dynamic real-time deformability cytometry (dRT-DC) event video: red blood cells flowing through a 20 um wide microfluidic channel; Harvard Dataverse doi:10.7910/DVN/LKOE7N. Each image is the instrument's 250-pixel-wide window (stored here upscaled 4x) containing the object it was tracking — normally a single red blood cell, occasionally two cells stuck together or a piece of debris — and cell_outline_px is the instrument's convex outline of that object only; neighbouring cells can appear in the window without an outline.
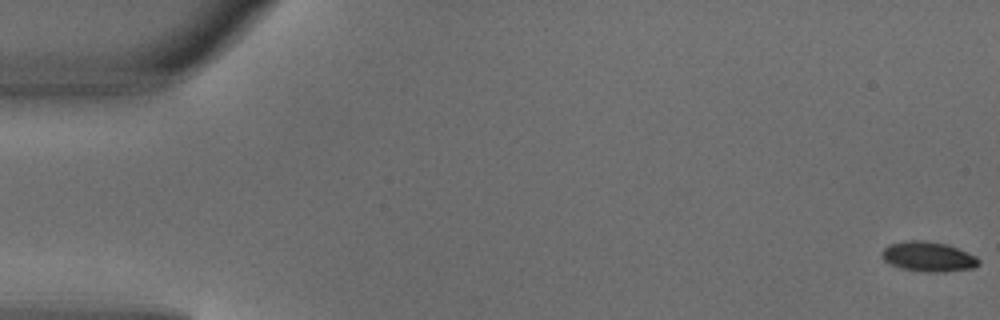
{"species": "common noctule bat (a hibernating species)", "species_latin": "Nyctalus noctula", "temperature_condition": "warm", "stored_images_in_passage": 4, "camera_frame_rate_fps": 3000, "um_per_image_px": 0.085, "animal": {"sex": "male", "body_mass_g": 18.8}, "frame": {"image": 1, "passage_image": 1, "time_ms": 0.0, "image_size_px": [1000, 320], "cell_outline_px": [[980, 264], [972, 268], [944, 272], [928, 272], [900, 268], [884, 260], [880, 256], [880, 252], [888, 244], [908, 240], [920, 240], [948, 244], [976, 256], [980, 260]], "centroid_in_image_um": [78.89, 21.81], "position_along_channel_um": 6.1, "area_um2": 16.94}}